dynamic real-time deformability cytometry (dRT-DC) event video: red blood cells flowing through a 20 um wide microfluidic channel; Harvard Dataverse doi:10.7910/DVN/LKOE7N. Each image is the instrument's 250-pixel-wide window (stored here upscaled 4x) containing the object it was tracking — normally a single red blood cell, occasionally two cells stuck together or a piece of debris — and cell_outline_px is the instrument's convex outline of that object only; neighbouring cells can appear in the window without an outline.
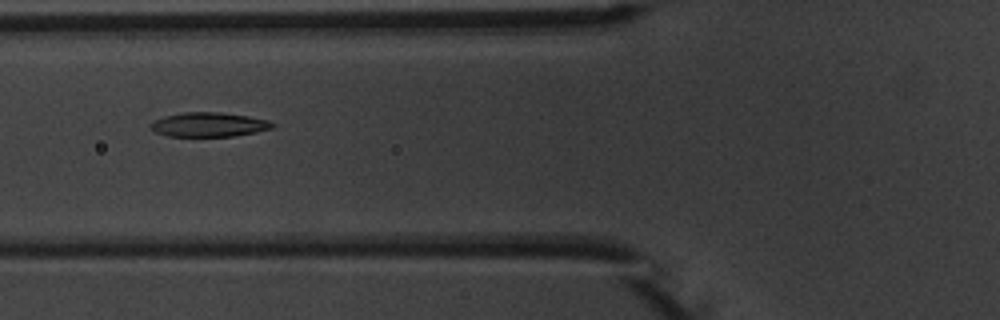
{"species": "common noctule bat (a hibernating species)", "species_latin": "Nyctalus noctula", "temperature_condition": "warm", "stored_images_in_passage": 8, "camera_frame_rate_fps": 3000, "um_per_image_px": 0.085, "animal": {"sex": "male", "body_mass_g": 20.1, "forearm_length_mm": 53.5}, "frame": {"image": 1, "passage_image": 6, "time_ms": 6.667, "image_size_px": [1000, 320], "cell_outline_px": [[276, 128], [256, 132], [232, 136], [168, 136], [156, 132], [148, 124], [152, 120], [164, 116], [184, 112], [220, 112], [248, 116], [268, 120], [276, 124]], "centroid_in_image_um": [17.77, 10.58], "position_along_channel_um": 108.0, "area_um2": 17.4}}
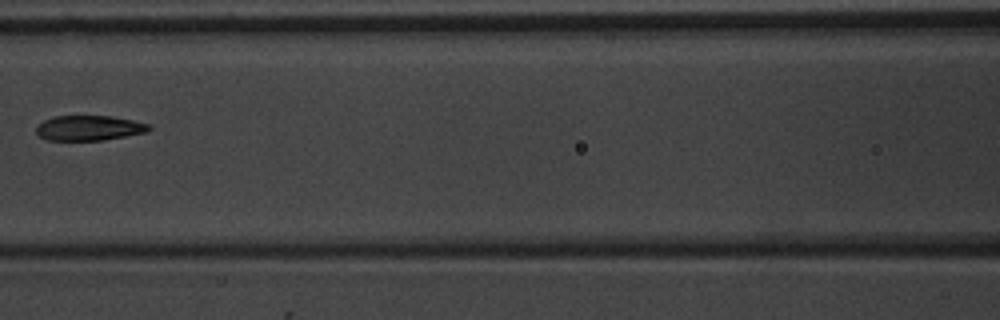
{"frame": {"image": 2, "passage_image": 7, "time_ms": 8.0, "image_size_px": [1000, 320], "cell_outline_px": [[152, 128], [148, 132], [104, 140], [48, 140], [40, 136], [36, 132], [36, 128], [44, 120], [52, 116], [108, 116], [132, 120], [148, 124]], "centroid_in_image_um": [7.58, 10.88], "position_along_channel_um": 159.0, "area_um2": 16.36}}
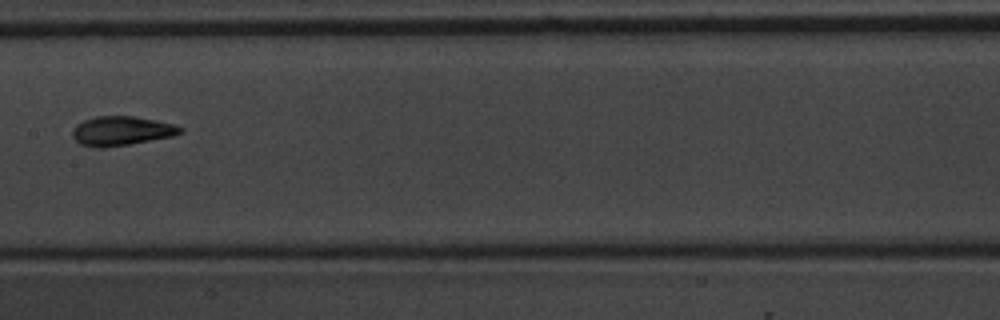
{"frame": {"image": 3, "passage_image": 8, "time_ms": 9.0, "image_size_px": [1000, 320], "cell_outline_px": [[184, 132], [172, 136], [128, 144], [100, 148], [80, 144], [72, 136], [72, 128], [76, 124], [84, 120], [96, 116], [132, 116], [156, 120], [172, 124], [184, 128]], "centroid_in_image_um": [10.31, 11.12], "position_along_channel_um": 197.1, "area_um2": 18.26}}